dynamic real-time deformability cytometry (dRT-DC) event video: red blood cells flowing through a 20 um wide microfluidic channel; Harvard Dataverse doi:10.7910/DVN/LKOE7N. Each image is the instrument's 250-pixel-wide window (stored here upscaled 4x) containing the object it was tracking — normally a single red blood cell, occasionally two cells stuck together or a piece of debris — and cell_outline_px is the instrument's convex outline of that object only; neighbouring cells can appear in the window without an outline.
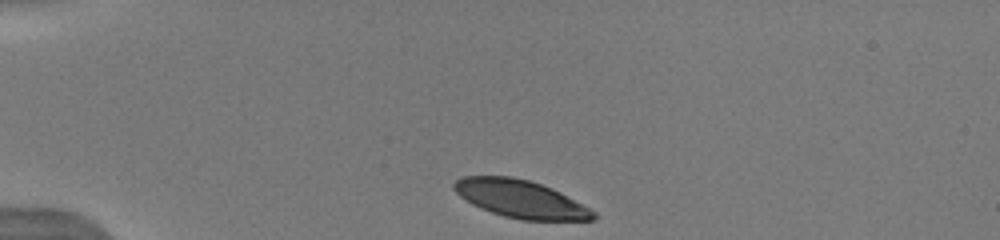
{"species": "human", "species_latin": "Homo sapiens", "temperature_condition": "warm", "stored_images_in_passage": 11, "camera_frame_rate_fps": 3000, "um_per_image_px": 0.085, "donor": {"sex": "male"}, "frame": {"image": 1, "passage_image": 1, "time_ms": 0.0, "image_size_px": [1000, 240], "cell_outline_px": [[596, 220], [520, 220], [504, 216], [480, 208], [472, 204], [460, 196], [452, 188], [452, 184], [460, 176], [512, 176], [528, 180], [552, 188], [560, 192], [596, 212]], "centroid_in_image_um": [44.22, 16.91], "position_along_channel_um": 40.8, "area_um2": 30.58}}
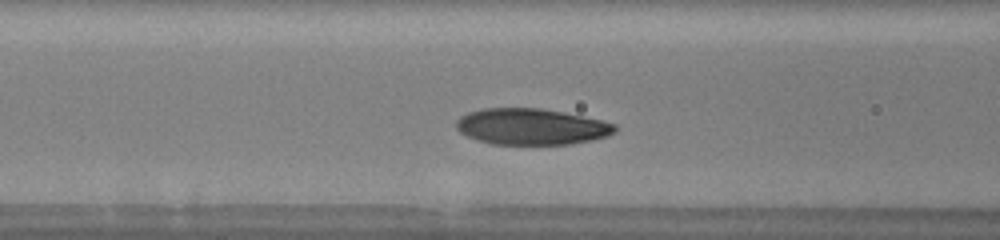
{"frame": {"image": 2, "passage_image": 10, "time_ms": 3.333, "image_size_px": [1000, 240], "cell_outline_px": [[616, 132], [608, 136], [592, 140], [572, 144], [492, 144], [476, 140], [460, 132], [456, 128], [456, 120], [460, 116], [468, 112], [484, 108], [540, 108], [564, 112], [600, 120], [616, 124]], "centroid_in_image_um": [45.16, 10.76], "position_along_channel_um": 121.4, "area_um2": 33.58}}